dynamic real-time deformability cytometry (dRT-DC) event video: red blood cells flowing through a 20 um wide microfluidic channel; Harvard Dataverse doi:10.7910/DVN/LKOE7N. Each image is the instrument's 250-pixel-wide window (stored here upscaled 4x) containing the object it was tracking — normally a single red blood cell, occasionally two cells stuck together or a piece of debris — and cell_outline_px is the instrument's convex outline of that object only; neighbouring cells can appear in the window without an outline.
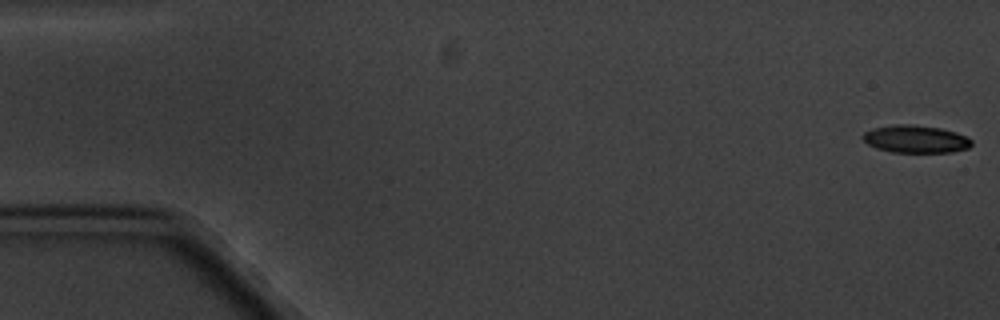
{"species": "common noctule bat (a hibernating species)", "species_latin": "Nyctalus noctula", "temperature_condition": "cold", "stored_images_in_passage": 9, "camera_frame_rate_fps": 3000, "um_per_image_px": 0.085, "animal": {"sex": "male", "body_mass_g": 20.1, "forearm_length_mm": 53.5}, "frame": {"image": 1, "passage_image": 1, "time_ms": 0.0, "image_size_px": [1000, 320], "cell_outline_px": [[972, 144], [968, 148], [952, 152], [892, 152], [876, 148], [868, 144], [860, 136], [864, 132], [872, 128], [896, 124], [912, 124], [940, 128], [956, 132], [972, 140]], "centroid_in_image_um": [77.8, 11.81], "position_along_channel_um": 7.2, "area_um2": 17.51}}
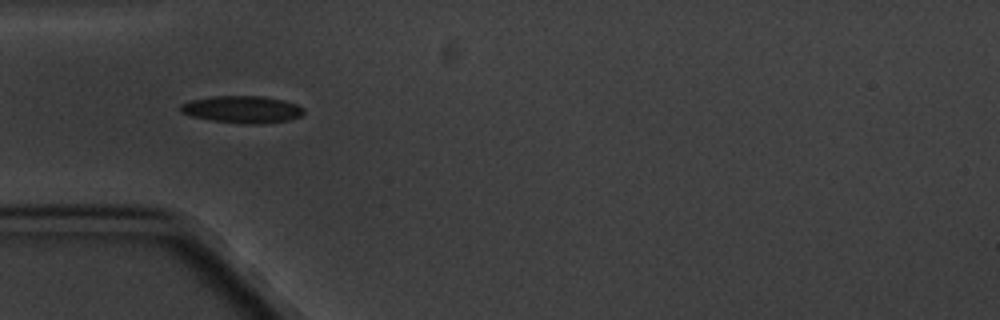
{"frame": {"image": 2, "passage_image": 6, "time_ms": 5.667, "image_size_px": [1000, 320], "cell_outline_px": [[304, 112], [300, 116], [288, 120], [260, 124], [256, 124], [212, 120], [192, 116], [180, 112], [180, 104], [192, 100], [216, 96], [264, 96], [284, 100], [296, 104], [304, 108]], "centroid_in_image_um": [20.61, 9.29], "position_along_channel_um": 64.4, "area_um2": 19.25}}